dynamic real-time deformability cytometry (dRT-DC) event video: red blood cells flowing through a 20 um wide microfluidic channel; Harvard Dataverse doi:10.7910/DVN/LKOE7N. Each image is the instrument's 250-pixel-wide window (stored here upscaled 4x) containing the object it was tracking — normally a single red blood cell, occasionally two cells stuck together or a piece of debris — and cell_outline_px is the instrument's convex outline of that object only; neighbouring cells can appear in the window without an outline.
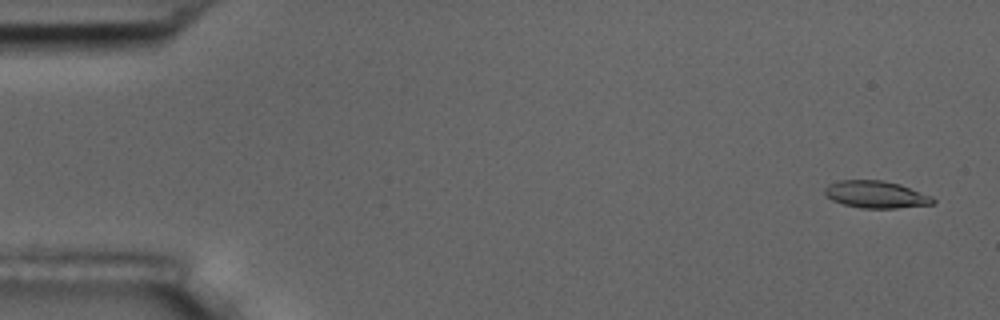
{"species": "common noctule bat (a hibernating species)", "species_latin": "Nyctalus noctula", "temperature_condition": "room temperature", "stored_images_in_passage": 17, "camera_frame_rate_fps": 3000, "um_per_image_px": 0.085, "animal": {"sex": "male", "body_mass_g": 17.5, "forearm_length_mm": 52.3}, "frame": {"image": 1, "passage_image": 3, "time_ms": 0.667, "image_size_px": [1000, 320], "cell_outline_px": [[936, 200], [932, 204], [896, 208], [860, 208], [844, 204], [832, 200], [824, 192], [824, 188], [828, 184], [840, 180], [880, 180], [900, 184], [932, 196]], "centroid_in_image_um": [74.45, 16.53], "position_along_channel_um": 10.5, "area_um2": 17.05}}